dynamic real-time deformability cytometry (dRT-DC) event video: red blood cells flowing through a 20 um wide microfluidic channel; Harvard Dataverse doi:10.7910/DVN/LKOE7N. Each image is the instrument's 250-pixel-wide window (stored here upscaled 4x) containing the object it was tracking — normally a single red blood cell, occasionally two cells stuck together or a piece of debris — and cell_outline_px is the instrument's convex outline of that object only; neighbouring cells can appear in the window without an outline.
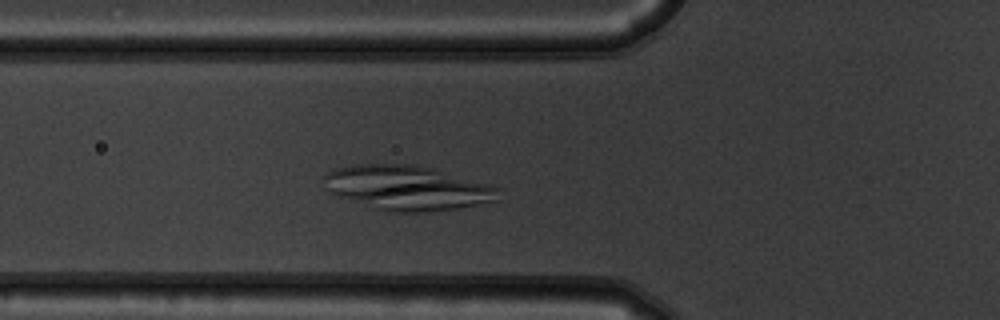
{"species": "common noctule bat (a hibernating species)", "species_latin": "Nyctalus noctula", "temperature_condition": "warm", "stored_images_in_passage": 44, "segment_of_instrument_passage": [1, 2], "camera_frame_rate_fps": 3000, "um_per_image_px": 0.085, "animal": {"sex": "male", "body_mass_g": 19.5, "forearm_length_mm": 54.6}, "frame": {"image": 1, "passage_image": 10, "time_ms": 3.0, "image_size_px": [1000, 320], "cell_outline_px": [[500, 188], [496, 200], [456, 208], [420, 212], [388, 212], [328, 192], [324, 176], [328, 172], [336, 168], [352, 164], [416, 164], [432, 168], [492, 184]], "centroid_in_image_um": [34.63, 15.94], "position_along_channel_um": 91.2, "area_um2": 44.97}}